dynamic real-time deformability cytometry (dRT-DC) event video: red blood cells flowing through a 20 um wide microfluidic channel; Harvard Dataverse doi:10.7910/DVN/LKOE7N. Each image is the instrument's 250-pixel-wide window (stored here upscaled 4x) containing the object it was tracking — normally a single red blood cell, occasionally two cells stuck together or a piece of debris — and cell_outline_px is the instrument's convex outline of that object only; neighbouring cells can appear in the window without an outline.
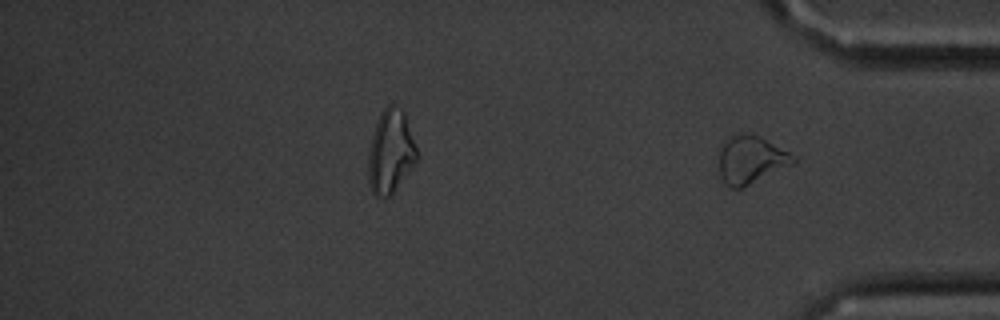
{"species": "common noctule bat (a hibernating species)", "species_latin": "Nyctalus noctula", "temperature_condition": "cold", "stored_images_in_passage": 16, "segment_of_instrument_passage": [2, 2], "camera_frame_rate_fps": 3000, "um_per_image_px": 0.085, "animal": {"sex": "male", "body_mass_g": 20.1, "forearm_length_mm": 53.5}, "frame": {"image": 1, "passage_image": 16, "time_ms": 19.333, "image_size_px": [1000, 320], "cell_outline_px": [[800, 160], [796, 164], [740, 188], [732, 188], [724, 184], [720, 176], [720, 144], [724, 140], [736, 132], [756, 136], [796, 156]], "centroid_in_image_um": [63.83, 13.59], "position_along_channel_um": 371.4, "area_um2": 20.69}}